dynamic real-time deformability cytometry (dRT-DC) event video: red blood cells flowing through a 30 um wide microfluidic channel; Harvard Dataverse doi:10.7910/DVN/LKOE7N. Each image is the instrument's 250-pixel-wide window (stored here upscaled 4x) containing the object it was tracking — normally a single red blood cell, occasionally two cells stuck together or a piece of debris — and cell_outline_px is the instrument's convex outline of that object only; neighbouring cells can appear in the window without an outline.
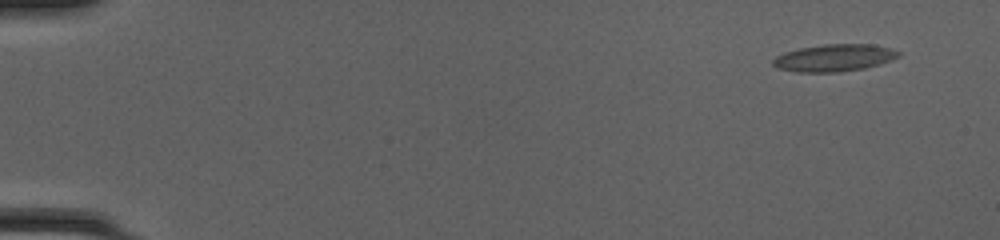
{"species": "common noctule bat (a hibernating species)", "species_latin": "Nyctalus noctula", "temperature_condition": "cold", "stored_images_in_passage": 52, "camera_frame_rate_fps": 3000, "um_per_image_px": 0.085, "animal": {"sex": "female", "body_mass_g": 20.0, "forearm_length_mm": 54.0}, "frame": {"image": 1, "passage_image": 4, "time_ms": 1.0, "image_size_px": [1000, 240], "cell_outline_px": [[900, 56], [864, 68], [840, 72], [796, 72], [780, 68], [772, 64], [772, 60], [776, 56], [784, 52], [800, 48], [824, 44], [872, 44], [888, 48], [900, 52]], "centroid_in_image_um": [70.86, 4.91], "position_along_channel_um": 14.1, "area_um2": 19.59}}
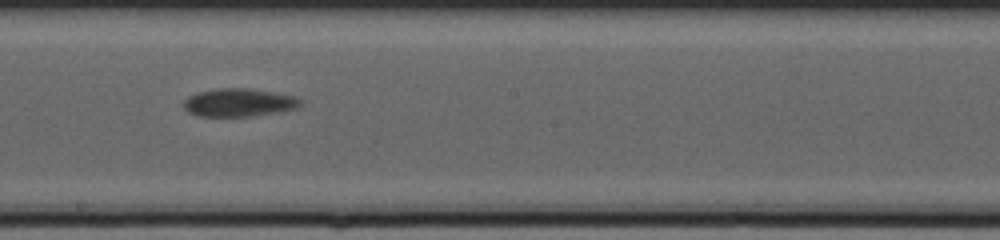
{"frame": {"image": 2, "passage_image": 31, "time_ms": 10.0, "image_size_px": [1000, 240], "cell_outline_px": [[300, 104], [296, 108], [276, 112], [252, 116], [196, 116], [188, 112], [184, 108], [184, 100], [188, 96], [196, 92], [216, 88], [248, 88], [296, 96], [300, 100]], "centroid_in_image_um": [20.25, 8.71], "position_along_channel_um": 228.0, "area_um2": 19.07}}
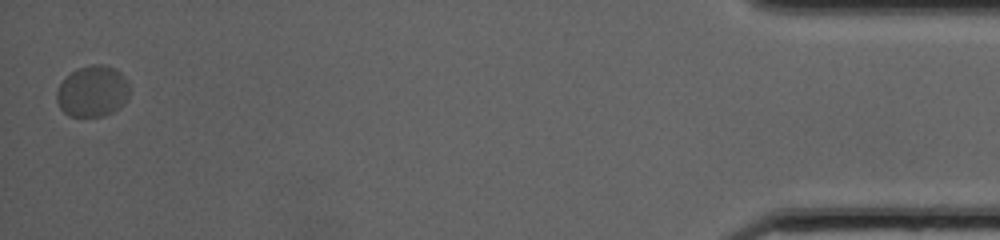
{"frame": {"image": 3, "passage_image": 52, "time_ms": 17.0, "image_size_px": [1000, 240], "cell_outline_px": [[128, 96], [120, 108], [104, 116], [68, 116], [60, 108], [56, 100], [56, 92], [60, 84], [72, 72], [80, 68], [92, 64], [104, 64], [116, 68], [124, 76], [128, 84]], "centroid_in_image_um": [7.87, 7.76], "position_along_channel_um": 427.3, "area_um2": 21.68}, "authors_computed_cell_mechanics": {"area_um2": 19.074, "velocity_mm_per_s": 4.0439, "shape_relaxation_time_tau1_ms": 5.0044, "shape_relaxation_time_tau2_ms": null, "deformation_change_tau1": 0.1025, "deformation_change_tau2": null}}